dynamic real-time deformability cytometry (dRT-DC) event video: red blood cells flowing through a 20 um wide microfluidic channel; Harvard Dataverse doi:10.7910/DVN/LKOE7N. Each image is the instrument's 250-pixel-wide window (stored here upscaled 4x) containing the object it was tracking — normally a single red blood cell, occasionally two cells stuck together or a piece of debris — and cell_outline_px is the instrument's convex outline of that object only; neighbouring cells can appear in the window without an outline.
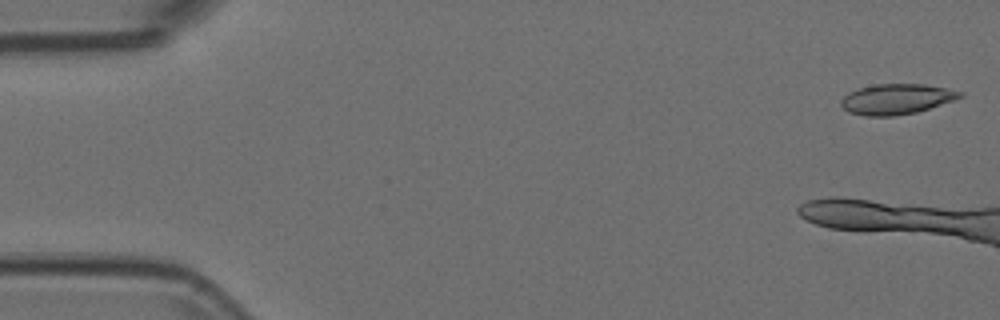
{"species": "Egyptian fruit bat (a non-hibernating species)", "species_latin": "Rousettus aegyptiacus", "temperature_condition": "room temperature", "stored_images_in_passage": 5, "camera_frame_rate_fps": 3000, "um_per_image_px": 0.085, "animal": {"sex": "female"}, "frame": {"image": 1, "passage_image": 1, "time_ms": 0.0, "image_size_px": [1000, 320], "cell_outline_px": [[964, 96], [956, 100], [916, 112], [892, 116], [864, 116], [848, 112], [840, 104], [840, 100], [848, 92], [860, 88], [876, 84], [924, 84], [964, 92]], "centroid_in_image_um": [76.2, 8.42], "position_along_channel_um": 8.8, "area_um2": 21.1}}